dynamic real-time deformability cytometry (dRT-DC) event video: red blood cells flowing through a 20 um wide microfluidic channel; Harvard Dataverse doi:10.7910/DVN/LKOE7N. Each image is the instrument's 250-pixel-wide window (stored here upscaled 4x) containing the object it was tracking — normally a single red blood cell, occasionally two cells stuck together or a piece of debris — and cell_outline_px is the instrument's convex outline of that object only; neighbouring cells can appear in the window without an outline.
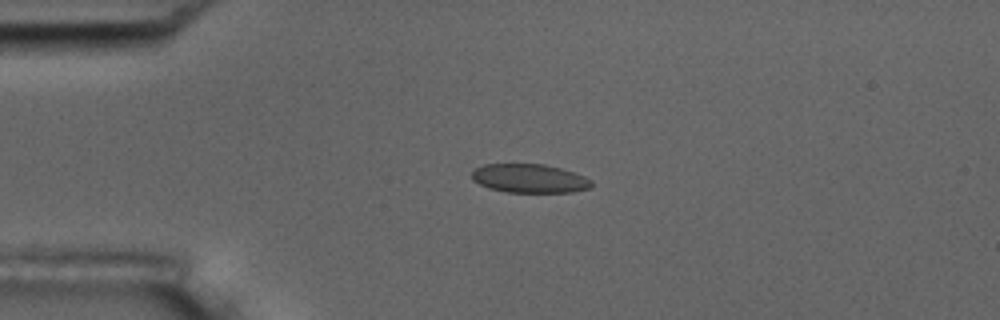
{"species": "common noctule bat (a hibernating species)", "species_latin": "Nyctalus noctula", "temperature_condition": "room temperature", "stored_images_in_passage": 6, "camera_frame_rate_fps": 3000, "um_per_image_px": 0.085, "animal": {"sex": "male", "body_mass_g": 17.5, "forearm_length_mm": 52.3}, "frame": {"image": 1, "passage_image": 4, "time_ms": 3.667, "image_size_px": [1000, 320], "cell_outline_px": [[592, 184], [588, 188], [572, 192], [508, 192], [488, 188], [472, 180], [472, 172], [476, 168], [484, 164], [544, 164], [560, 168], [584, 176], [592, 180]], "centroid_in_image_um": [44.99, 15.16], "position_along_channel_um": 40.0, "area_um2": 19.94}}